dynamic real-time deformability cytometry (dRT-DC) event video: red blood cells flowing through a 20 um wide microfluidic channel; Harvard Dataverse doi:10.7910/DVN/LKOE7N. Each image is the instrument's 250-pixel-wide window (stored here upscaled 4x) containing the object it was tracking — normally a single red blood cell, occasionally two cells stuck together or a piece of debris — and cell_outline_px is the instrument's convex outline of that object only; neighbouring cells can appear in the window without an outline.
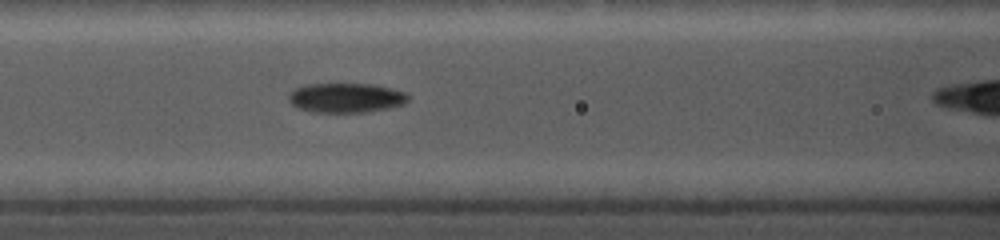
{"species": "common noctule bat (a hibernating species)", "species_latin": "Nyctalus noctula", "temperature_condition": "cold", "stored_images_in_passage": 18, "camera_frame_rate_fps": 5000, "um_per_image_px": 0.085, "animal": {"sex": "female", "body_mass_g": 19.0, "forearm_length_mm": 56.7}, "frame": {"image": 1, "passage_image": 6, "time_ms": 3.2, "image_size_px": [1000, 240], "cell_outline_px": [[408, 100], [404, 104], [388, 108], [368, 112], [316, 112], [296, 108], [288, 100], [288, 96], [296, 88], [308, 84], [376, 84], [392, 88], [404, 92], [408, 96]], "centroid_in_image_um": [29.42, 8.31], "position_along_channel_um": 137.2, "area_um2": 20.58}}
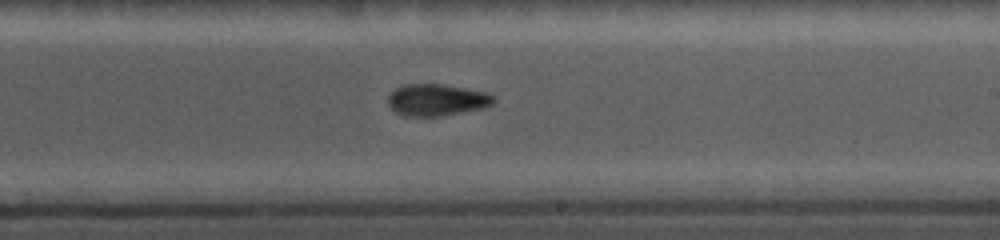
{"frame": {"image": 2, "passage_image": 12, "time_ms": 6.2, "image_size_px": [1000, 240], "cell_outline_px": [[496, 100], [492, 104], [484, 108], [440, 116], [404, 116], [396, 112], [388, 104], [388, 96], [396, 88], [404, 84], [444, 84], [488, 92]], "centroid_in_image_um": [37.13, 8.49], "position_along_channel_um": 251.9, "area_um2": 19.59}}
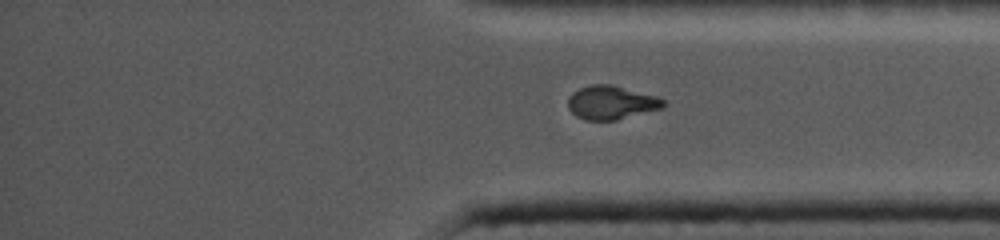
{"frame": {"image": 3, "passage_image": 18, "time_ms": 9.6, "image_size_px": [1000, 240], "cell_outline_px": [[664, 104], [660, 108], [616, 120], [584, 120], [576, 116], [568, 108], [568, 96], [572, 92], [580, 88], [592, 84], [612, 84], [660, 96], [664, 100]], "centroid_in_image_um": [51.94, 8.7], "position_along_channel_um": 383.3, "area_um2": 18.79}}